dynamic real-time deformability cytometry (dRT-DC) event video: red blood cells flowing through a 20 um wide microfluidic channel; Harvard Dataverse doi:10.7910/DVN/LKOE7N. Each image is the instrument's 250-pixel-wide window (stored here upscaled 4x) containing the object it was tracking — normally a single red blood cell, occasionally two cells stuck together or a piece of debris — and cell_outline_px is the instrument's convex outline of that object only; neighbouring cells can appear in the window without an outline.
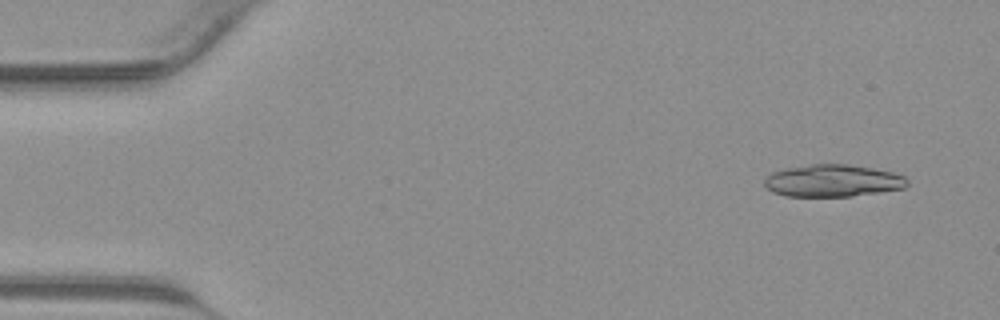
{"species": "common noctule bat (a hibernating species)", "species_latin": "Nyctalus noctula", "temperature_condition": "warm", "stored_images_in_passage": 40, "segment_of_instrument_passage": [1, 2], "camera_frame_rate_fps": 3000, "um_per_image_px": 0.085, "animal": {"sex": "male", "body_mass_g": 23.1, "forearm_length_mm": 52.7}, "frame": {"image": 1, "passage_image": 1, "time_ms": 0.0, "image_size_px": [1000, 320], "cell_outline_px": [[908, 184], [904, 188], [852, 196], [784, 196], [772, 192], [764, 184], [764, 180], [772, 172], [788, 168], [812, 164], [848, 164], [872, 168], [892, 172], [904, 176], [908, 180]], "centroid_in_image_um": [70.78, 15.36], "position_along_channel_um": 14.2, "area_um2": 26.65}}